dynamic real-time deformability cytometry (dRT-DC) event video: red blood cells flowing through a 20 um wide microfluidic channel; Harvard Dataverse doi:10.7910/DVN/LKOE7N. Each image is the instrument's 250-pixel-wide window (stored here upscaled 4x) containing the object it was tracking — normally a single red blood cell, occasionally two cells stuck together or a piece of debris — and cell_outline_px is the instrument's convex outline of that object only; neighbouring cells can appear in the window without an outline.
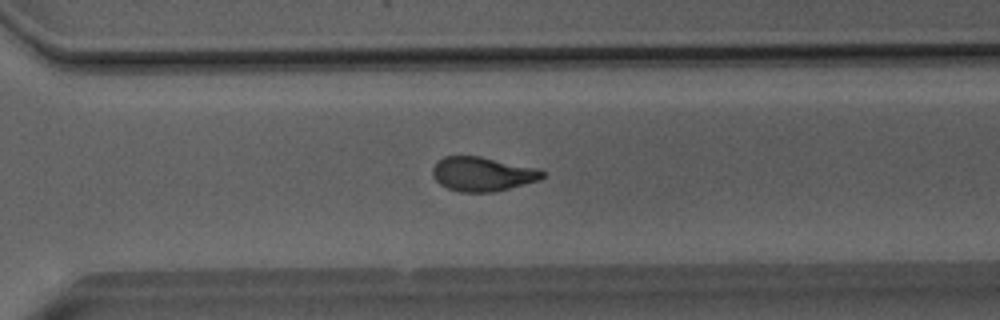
{"species": "Egyptian fruit bat (a non-hibernating species)", "species_latin": "Rousettus aegyptiacus", "temperature_condition": "room temperature", "stored_images_in_passage": 51, "camera_frame_rate_fps": 3000, "um_per_image_px": 0.085, "animal": {"sex": "male"}, "frame": {"image": 1, "passage_image": 36, "time_ms": 11.667, "image_size_px": [1000, 320], "cell_outline_px": [[544, 176], [540, 180], [492, 192], [460, 192], [448, 188], [440, 184], [432, 176], [432, 168], [436, 160], [444, 156], [480, 156], [540, 168], [544, 172]], "centroid_in_image_um": [41.0, 14.78], "position_along_channel_um": 329.6, "area_um2": 22.08}}
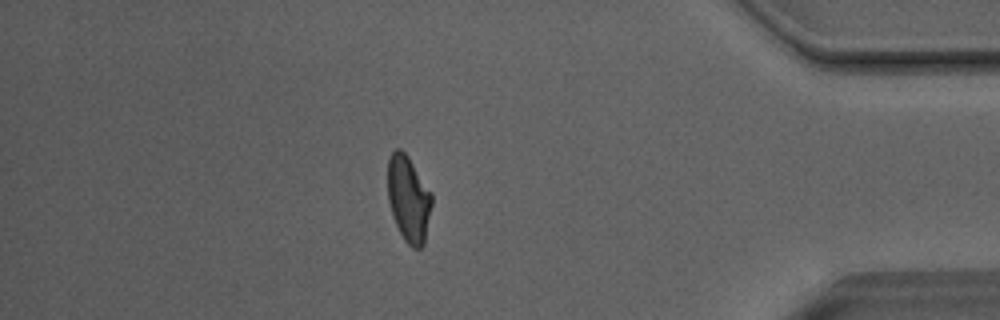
{"frame": {"image": 2, "passage_image": 44, "time_ms": 14.333, "image_size_px": [1000, 320], "cell_outline_px": [[432, 204], [424, 244], [420, 248], [412, 248], [404, 240], [396, 224], [388, 200], [388, 160], [392, 152], [396, 148], [400, 148], [408, 156], [432, 192]], "centroid_in_image_um": [34.74, 16.89], "position_along_channel_um": 400.5, "area_um2": 22.08}}
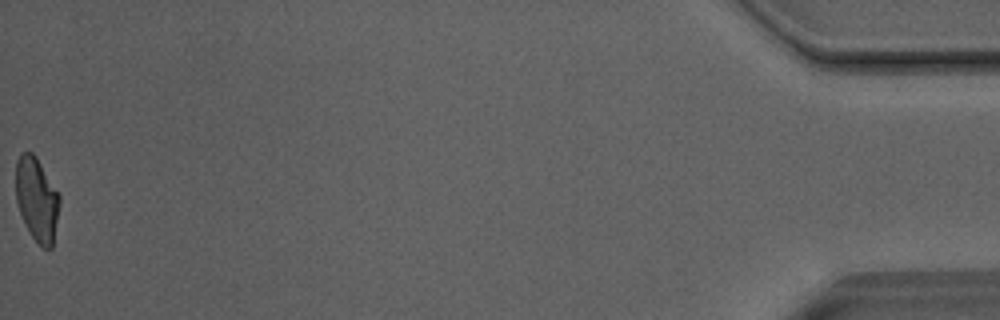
{"frame": {"image": 3, "passage_image": 51, "time_ms": 16.667, "image_size_px": [1000, 320], "cell_outline_px": [[60, 204], [52, 248], [44, 248], [32, 236], [20, 212], [16, 200], [16, 160], [20, 152], [32, 152], [36, 156], [60, 196]], "centroid_in_image_um": [3.13, 16.9], "position_along_channel_um": 432.1, "area_um2": 21.1}, "authors_computed_cell_mechanics": {"area_um2": 22.4264, "velocity_mm_per_s": 4.0531, "shape_relaxation_time_tau1_ms": 4.7093, "shape_relaxation_time_tau2_ms": 1.5989, "deformation_change_tau1": 0.1598, "deformation_change_tau2": 0.0798}}